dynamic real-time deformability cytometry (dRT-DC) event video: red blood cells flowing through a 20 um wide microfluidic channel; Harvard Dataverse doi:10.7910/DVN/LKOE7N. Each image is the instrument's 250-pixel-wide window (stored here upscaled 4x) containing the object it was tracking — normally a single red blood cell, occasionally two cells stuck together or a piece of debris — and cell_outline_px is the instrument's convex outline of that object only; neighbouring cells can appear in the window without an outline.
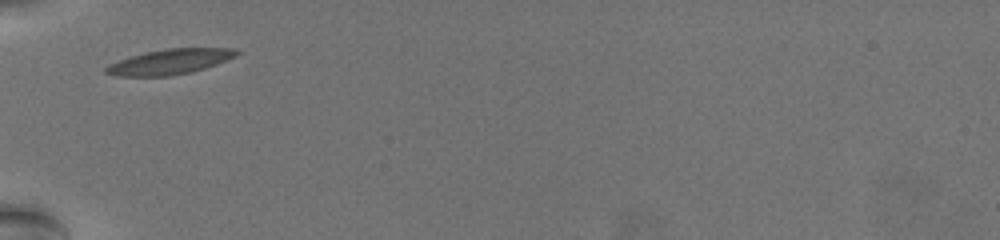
{"species": "common noctule bat (a hibernating species)", "species_latin": "Nyctalus noctula", "temperature_condition": "warm", "stored_images_in_passage": 31, "camera_frame_rate_fps": 3000, "um_per_image_px": 0.085, "animal": {"sex": "female", "body_mass_g": 19.5, "forearm_length_mm": 54.1}, "frame": {"image": 1, "passage_image": 1, "time_ms": 0.0, "image_size_px": [1000, 240], "cell_outline_px": [[240, 52], [236, 56], [216, 64], [204, 68], [188, 72], [164, 76], [120, 76], [104, 72], [104, 68], [108, 64], [144, 52], [168, 48], [236, 48]], "centroid_in_image_um": [14.43, 5.23], "position_along_channel_um": 70.6, "area_um2": 18.9}}
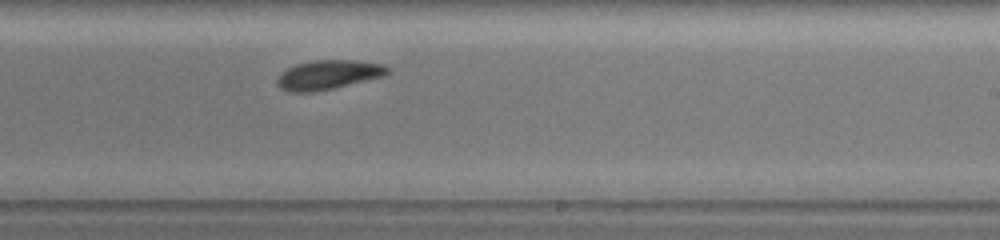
{"frame": {"image": 2, "passage_image": 18, "time_ms": 5.667, "image_size_px": [1000, 240], "cell_outline_px": [[392, 72], [384, 76], [332, 88], [308, 92], [292, 92], [276, 84], [276, 80], [288, 68], [296, 64], [312, 60], [356, 60], [384, 64], [392, 68]], "centroid_in_image_um": [27.99, 6.33], "position_along_channel_um": 261.0, "area_um2": 18.67}}
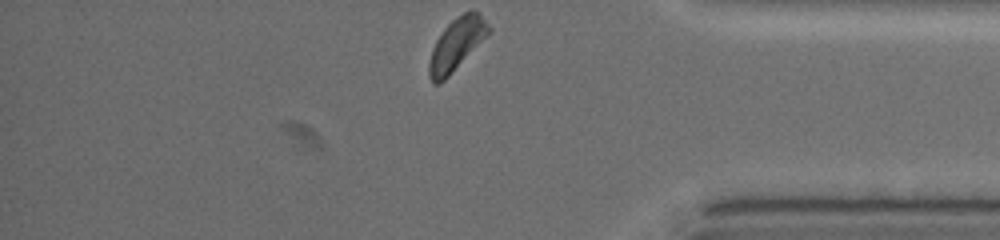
{"frame": {"image": 3, "passage_image": 31, "time_ms": 10.0, "image_size_px": [1000, 240], "cell_outline_px": [[492, 32], [440, 84], [432, 84], [428, 76], [428, 64], [432, 48], [436, 40], [444, 28], [456, 16], [464, 12], [480, 12], [492, 28]], "centroid_in_image_um": [38.82, 3.77], "position_along_channel_um": 396.4, "area_um2": 18.26}, "authors_computed_cell_mechanics": {"area_um2": 18.2648, "velocity_mm_per_s": 3.4399, "shape_relaxation_time_tau1_ms": 6.472, "shape_relaxation_time_tau2_ms": null, "deformation_change_tau1": 0.1891, "deformation_change_tau2": null}}